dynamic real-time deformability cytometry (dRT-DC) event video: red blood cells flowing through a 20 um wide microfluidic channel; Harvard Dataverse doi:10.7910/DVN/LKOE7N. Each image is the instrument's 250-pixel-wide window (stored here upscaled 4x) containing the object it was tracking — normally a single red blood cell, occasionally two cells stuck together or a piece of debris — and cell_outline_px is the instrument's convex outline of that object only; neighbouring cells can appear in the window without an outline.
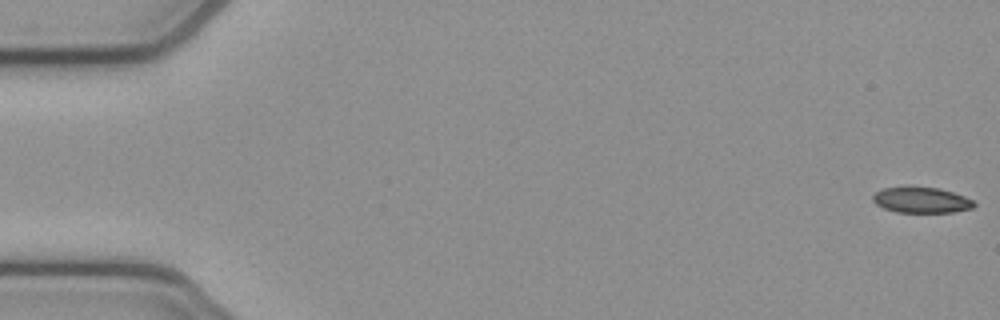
{"species": "common noctule bat (a hibernating species)", "species_latin": "Nyctalus noctula", "temperature_condition": "cold", "stored_images_in_passage": 53, "camera_frame_rate_fps": 3000, "um_per_image_px": 0.085, "animal": {"sex": "female", "body_mass_g": 21.9}, "frame": {"image": 1, "passage_image": 1, "time_ms": 0.0, "image_size_px": [1000, 320], "cell_outline_px": [[976, 204], [972, 208], [952, 212], [896, 212], [884, 208], [876, 204], [872, 200], [872, 196], [880, 188], [908, 184], [940, 188], [976, 200]], "centroid_in_image_um": [78.28, 16.95], "position_along_channel_um": 6.7, "area_um2": 15.84}}
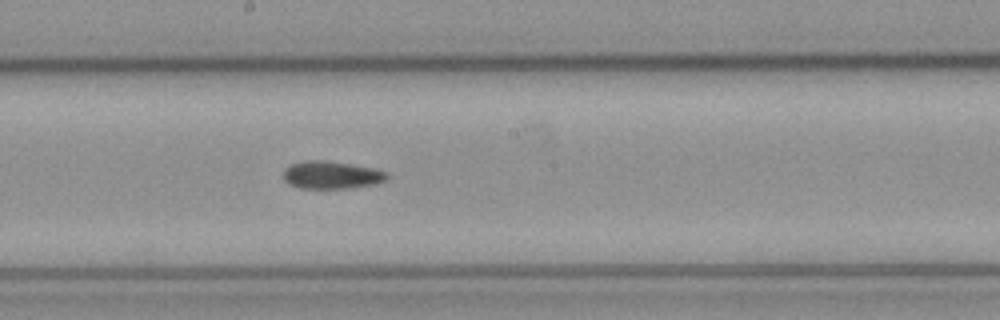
{"frame": {"image": 2, "passage_image": 29, "time_ms": 9.333, "image_size_px": [1000, 320], "cell_outline_px": [[388, 180], [376, 184], [348, 188], [300, 188], [288, 184], [284, 180], [284, 168], [292, 164], [304, 160], [324, 160], [352, 164], [372, 168], [388, 172]], "centroid_in_image_um": [28.18, 14.87], "position_along_channel_um": 220.0, "area_um2": 16.82}}
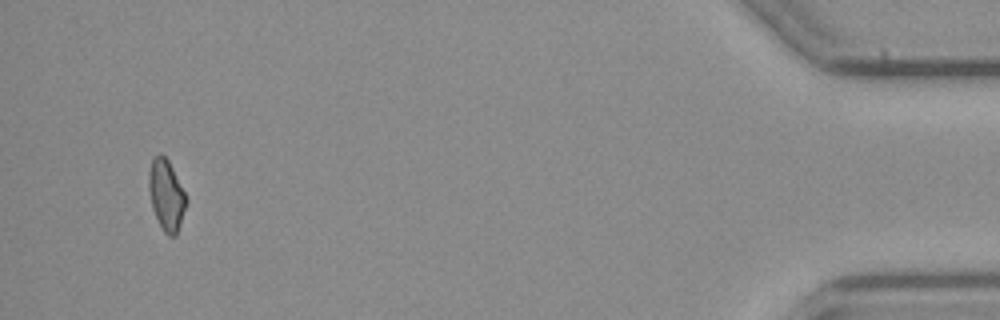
{"frame": {"image": 3, "passage_image": 51, "time_ms": 16.667, "image_size_px": [1000, 320], "cell_outline_px": [[188, 204], [176, 236], [168, 236], [164, 232], [152, 208], [148, 188], [148, 172], [152, 160], [160, 152], [168, 160], [188, 200]], "centroid_in_image_um": [14.14, 16.6], "position_along_channel_um": 421.1, "area_um2": 15.43}}